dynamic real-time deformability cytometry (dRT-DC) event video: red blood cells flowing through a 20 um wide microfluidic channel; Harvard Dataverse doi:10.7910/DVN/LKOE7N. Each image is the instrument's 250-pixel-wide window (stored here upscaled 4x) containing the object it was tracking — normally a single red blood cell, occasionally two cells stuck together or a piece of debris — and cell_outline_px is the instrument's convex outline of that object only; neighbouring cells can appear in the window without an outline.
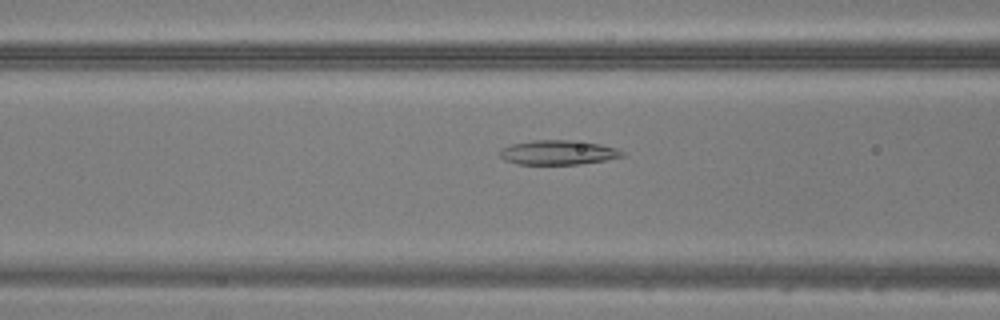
{"species": "common noctule bat (a hibernating species)", "species_latin": "Nyctalus noctula", "temperature_condition": "warm", "stored_images_in_passage": 45, "camera_frame_rate_fps": 3000, "um_per_image_px": 0.085, "animal": {"sex": "male", "body_mass_g": 20.5, "forearm_length_mm": 52.5}, "frame": {"image": 1, "passage_image": 17, "time_ms": 5.333, "image_size_px": [1000, 320], "cell_outline_px": [[624, 156], [604, 160], [576, 164], [516, 164], [504, 160], [500, 156], [500, 148], [512, 144], [532, 140], [572, 140], [600, 144], [616, 148], [624, 152]], "centroid_in_image_um": [47.4, 12.95], "position_along_channel_um": 119.2, "area_um2": 17.4}}
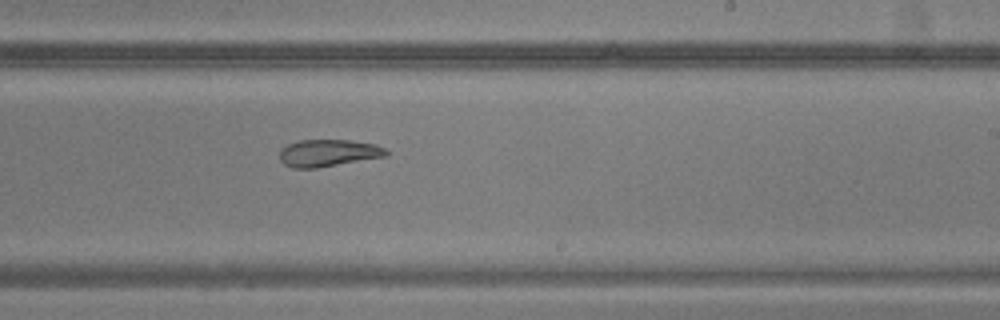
{"frame": {"image": 2, "passage_image": 27, "time_ms": 8.667, "image_size_px": [1000, 320], "cell_outline_px": [[388, 156], [316, 168], [292, 168], [284, 164], [280, 160], [280, 148], [288, 144], [300, 140], [348, 140], [376, 144], [384, 148], [388, 152]], "centroid_in_image_um": [27.89, 13.0], "position_along_channel_um": 261.1, "area_um2": 16.88}}
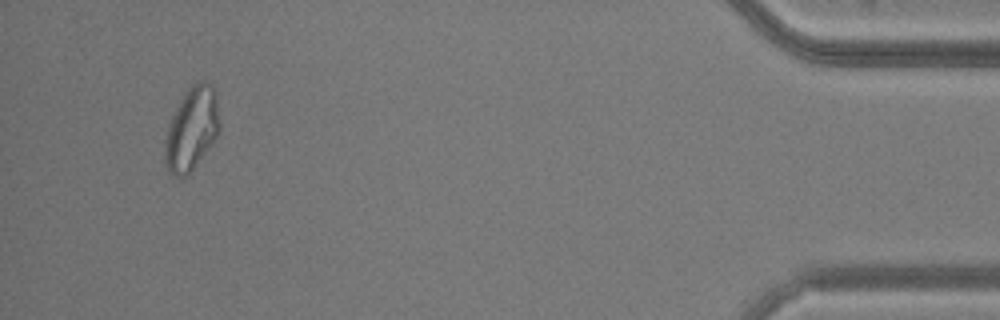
{"frame": {"image": 3, "passage_image": 43, "time_ms": 14.0, "image_size_px": [1000, 320], "cell_outline_px": [[220, 128], [216, 136], [192, 168], [184, 176], [172, 176], [168, 172], [164, 160], [164, 140], [168, 124], [184, 92], [192, 84], [212, 84], [216, 92], [220, 124]], "centroid_in_image_um": [16.26, 10.95], "position_along_channel_um": 418.9, "area_um2": 26.01}}